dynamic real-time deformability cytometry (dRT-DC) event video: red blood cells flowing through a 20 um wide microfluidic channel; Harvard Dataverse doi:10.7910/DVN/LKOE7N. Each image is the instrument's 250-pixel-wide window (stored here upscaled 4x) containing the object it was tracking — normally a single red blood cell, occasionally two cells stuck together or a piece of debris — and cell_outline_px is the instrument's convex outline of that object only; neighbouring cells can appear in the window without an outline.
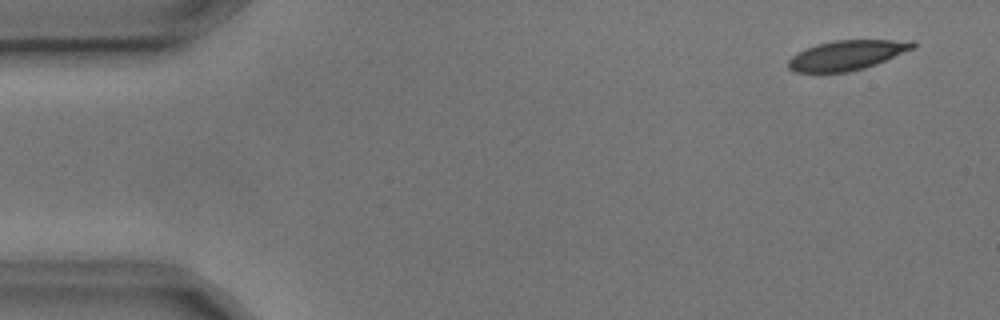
{"species": "common noctule bat (a hibernating species)", "species_latin": "Nyctalus noctula", "temperature_condition": "cold", "stored_images_in_passage": 5, "camera_frame_rate_fps": 3000, "um_per_image_px": 0.085, "animal": {"sex": "male", "body_mass_g": 17.9, "forearm_length_mm": 54.2}, "frame": {"image": 1, "passage_image": 1, "time_ms": 0.0, "image_size_px": [1000, 320], "cell_outline_px": [[916, 48], [876, 64], [864, 68], [848, 72], [796, 72], [788, 68], [788, 60], [792, 56], [816, 44], [832, 40], [916, 40]], "centroid_in_image_um": [72.04, 4.68], "position_along_channel_um": 13.0, "area_um2": 21.62}}